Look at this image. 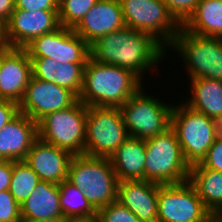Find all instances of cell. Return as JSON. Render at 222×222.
Instances as JSON below:
<instances>
[{"label":"cell","mask_w":222,"mask_h":222,"mask_svg":"<svg viewBox=\"0 0 222 222\" xmlns=\"http://www.w3.org/2000/svg\"><path fill=\"white\" fill-rule=\"evenodd\" d=\"M38 139V123L19 112L0 130V158L24 161Z\"/></svg>","instance_id":"cell-18"},{"label":"cell","mask_w":222,"mask_h":222,"mask_svg":"<svg viewBox=\"0 0 222 222\" xmlns=\"http://www.w3.org/2000/svg\"><path fill=\"white\" fill-rule=\"evenodd\" d=\"M201 164L205 168L222 172V139L216 138Z\"/></svg>","instance_id":"cell-32"},{"label":"cell","mask_w":222,"mask_h":222,"mask_svg":"<svg viewBox=\"0 0 222 222\" xmlns=\"http://www.w3.org/2000/svg\"><path fill=\"white\" fill-rule=\"evenodd\" d=\"M97 222H141L128 208L118 201L97 210Z\"/></svg>","instance_id":"cell-29"},{"label":"cell","mask_w":222,"mask_h":222,"mask_svg":"<svg viewBox=\"0 0 222 222\" xmlns=\"http://www.w3.org/2000/svg\"><path fill=\"white\" fill-rule=\"evenodd\" d=\"M212 121L216 138L222 139V115L213 117Z\"/></svg>","instance_id":"cell-37"},{"label":"cell","mask_w":222,"mask_h":222,"mask_svg":"<svg viewBox=\"0 0 222 222\" xmlns=\"http://www.w3.org/2000/svg\"><path fill=\"white\" fill-rule=\"evenodd\" d=\"M19 113V105L11 100L0 99V130Z\"/></svg>","instance_id":"cell-34"},{"label":"cell","mask_w":222,"mask_h":222,"mask_svg":"<svg viewBox=\"0 0 222 222\" xmlns=\"http://www.w3.org/2000/svg\"><path fill=\"white\" fill-rule=\"evenodd\" d=\"M0 222H22L21 206L9 190L0 192Z\"/></svg>","instance_id":"cell-30"},{"label":"cell","mask_w":222,"mask_h":222,"mask_svg":"<svg viewBox=\"0 0 222 222\" xmlns=\"http://www.w3.org/2000/svg\"><path fill=\"white\" fill-rule=\"evenodd\" d=\"M5 44L4 39V24L0 21V45Z\"/></svg>","instance_id":"cell-40"},{"label":"cell","mask_w":222,"mask_h":222,"mask_svg":"<svg viewBox=\"0 0 222 222\" xmlns=\"http://www.w3.org/2000/svg\"><path fill=\"white\" fill-rule=\"evenodd\" d=\"M166 49L150 34L125 26L97 38L90 44V58L116 65L135 74L141 81L144 72L165 58Z\"/></svg>","instance_id":"cell-1"},{"label":"cell","mask_w":222,"mask_h":222,"mask_svg":"<svg viewBox=\"0 0 222 222\" xmlns=\"http://www.w3.org/2000/svg\"><path fill=\"white\" fill-rule=\"evenodd\" d=\"M141 87L142 81L131 71L89 58L78 99L86 106L121 107Z\"/></svg>","instance_id":"cell-2"},{"label":"cell","mask_w":222,"mask_h":222,"mask_svg":"<svg viewBox=\"0 0 222 222\" xmlns=\"http://www.w3.org/2000/svg\"><path fill=\"white\" fill-rule=\"evenodd\" d=\"M24 49L29 58H50L63 64L87 63L90 58V45L73 29L63 26L34 38Z\"/></svg>","instance_id":"cell-12"},{"label":"cell","mask_w":222,"mask_h":222,"mask_svg":"<svg viewBox=\"0 0 222 222\" xmlns=\"http://www.w3.org/2000/svg\"><path fill=\"white\" fill-rule=\"evenodd\" d=\"M140 88L121 107L124 124L130 137L148 139L171 127L173 104L167 105Z\"/></svg>","instance_id":"cell-10"},{"label":"cell","mask_w":222,"mask_h":222,"mask_svg":"<svg viewBox=\"0 0 222 222\" xmlns=\"http://www.w3.org/2000/svg\"><path fill=\"white\" fill-rule=\"evenodd\" d=\"M200 222H218V220L215 217L214 213H210L205 219Z\"/></svg>","instance_id":"cell-41"},{"label":"cell","mask_w":222,"mask_h":222,"mask_svg":"<svg viewBox=\"0 0 222 222\" xmlns=\"http://www.w3.org/2000/svg\"><path fill=\"white\" fill-rule=\"evenodd\" d=\"M67 180L84 192L96 210L117 201L119 181L108 157L73 156Z\"/></svg>","instance_id":"cell-3"},{"label":"cell","mask_w":222,"mask_h":222,"mask_svg":"<svg viewBox=\"0 0 222 222\" xmlns=\"http://www.w3.org/2000/svg\"><path fill=\"white\" fill-rule=\"evenodd\" d=\"M120 4L125 25L150 34L165 49L182 27L162 0H120Z\"/></svg>","instance_id":"cell-9"},{"label":"cell","mask_w":222,"mask_h":222,"mask_svg":"<svg viewBox=\"0 0 222 222\" xmlns=\"http://www.w3.org/2000/svg\"><path fill=\"white\" fill-rule=\"evenodd\" d=\"M15 9V0H0V21L5 24Z\"/></svg>","instance_id":"cell-36"},{"label":"cell","mask_w":222,"mask_h":222,"mask_svg":"<svg viewBox=\"0 0 222 222\" xmlns=\"http://www.w3.org/2000/svg\"><path fill=\"white\" fill-rule=\"evenodd\" d=\"M128 137L120 107L87 106L84 155L109 158Z\"/></svg>","instance_id":"cell-8"},{"label":"cell","mask_w":222,"mask_h":222,"mask_svg":"<svg viewBox=\"0 0 222 222\" xmlns=\"http://www.w3.org/2000/svg\"><path fill=\"white\" fill-rule=\"evenodd\" d=\"M192 92L185 100L189 108L205 114L209 118L222 115V81L207 78L190 79Z\"/></svg>","instance_id":"cell-23"},{"label":"cell","mask_w":222,"mask_h":222,"mask_svg":"<svg viewBox=\"0 0 222 222\" xmlns=\"http://www.w3.org/2000/svg\"><path fill=\"white\" fill-rule=\"evenodd\" d=\"M58 187L64 218H96L97 210L85 198L81 189L67 179L58 184Z\"/></svg>","instance_id":"cell-26"},{"label":"cell","mask_w":222,"mask_h":222,"mask_svg":"<svg viewBox=\"0 0 222 222\" xmlns=\"http://www.w3.org/2000/svg\"><path fill=\"white\" fill-rule=\"evenodd\" d=\"M78 97L69 89L31 76L21 101L19 112L35 122L47 114L72 106Z\"/></svg>","instance_id":"cell-13"},{"label":"cell","mask_w":222,"mask_h":222,"mask_svg":"<svg viewBox=\"0 0 222 222\" xmlns=\"http://www.w3.org/2000/svg\"><path fill=\"white\" fill-rule=\"evenodd\" d=\"M145 180L166 184H180L189 180L190 167L186 163L175 131L145 139Z\"/></svg>","instance_id":"cell-4"},{"label":"cell","mask_w":222,"mask_h":222,"mask_svg":"<svg viewBox=\"0 0 222 222\" xmlns=\"http://www.w3.org/2000/svg\"><path fill=\"white\" fill-rule=\"evenodd\" d=\"M188 181L210 213L222 208V172L205 168L200 163L190 167Z\"/></svg>","instance_id":"cell-24"},{"label":"cell","mask_w":222,"mask_h":222,"mask_svg":"<svg viewBox=\"0 0 222 222\" xmlns=\"http://www.w3.org/2000/svg\"><path fill=\"white\" fill-rule=\"evenodd\" d=\"M22 222H64V218H52L46 220H22Z\"/></svg>","instance_id":"cell-39"},{"label":"cell","mask_w":222,"mask_h":222,"mask_svg":"<svg viewBox=\"0 0 222 222\" xmlns=\"http://www.w3.org/2000/svg\"><path fill=\"white\" fill-rule=\"evenodd\" d=\"M175 19L183 25L196 11L200 0H162Z\"/></svg>","instance_id":"cell-31"},{"label":"cell","mask_w":222,"mask_h":222,"mask_svg":"<svg viewBox=\"0 0 222 222\" xmlns=\"http://www.w3.org/2000/svg\"><path fill=\"white\" fill-rule=\"evenodd\" d=\"M0 62H1V45H0Z\"/></svg>","instance_id":"cell-43"},{"label":"cell","mask_w":222,"mask_h":222,"mask_svg":"<svg viewBox=\"0 0 222 222\" xmlns=\"http://www.w3.org/2000/svg\"><path fill=\"white\" fill-rule=\"evenodd\" d=\"M13 170V161H3L0 165V192L9 190Z\"/></svg>","instance_id":"cell-35"},{"label":"cell","mask_w":222,"mask_h":222,"mask_svg":"<svg viewBox=\"0 0 222 222\" xmlns=\"http://www.w3.org/2000/svg\"><path fill=\"white\" fill-rule=\"evenodd\" d=\"M159 184L143 180L119 181L117 201L141 222H157Z\"/></svg>","instance_id":"cell-19"},{"label":"cell","mask_w":222,"mask_h":222,"mask_svg":"<svg viewBox=\"0 0 222 222\" xmlns=\"http://www.w3.org/2000/svg\"><path fill=\"white\" fill-rule=\"evenodd\" d=\"M59 0H15V9L58 11Z\"/></svg>","instance_id":"cell-33"},{"label":"cell","mask_w":222,"mask_h":222,"mask_svg":"<svg viewBox=\"0 0 222 222\" xmlns=\"http://www.w3.org/2000/svg\"><path fill=\"white\" fill-rule=\"evenodd\" d=\"M182 27L197 35L222 38V0H200Z\"/></svg>","instance_id":"cell-25"},{"label":"cell","mask_w":222,"mask_h":222,"mask_svg":"<svg viewBox=\"0 0 222 222\" xmlns=\"http://www.w3.org/2000/svg\"><path fill=\"white\" fill-rule=\"evenodd\" d=\"M215 217L217 218L218 222H222V208L218 209L214 213Z\"/></svg>","instance_id":"cell-42"},{"label":"cell","mask_w":222,"mask_h":222,"mask_svg":"<svg viewBox=\"0 0 222 222\" xmlns=\"http://www.w3.org/2000/svg\"><path fill=\"white\" fill-rule=\"evenodd\" d=\"M64 222H97L96 218H64Z\"/></svg>","instance_id":"cell-38"},{"label":"cell","mask_w":222,"mask_h":222,"mask_svg":"<svg viewBox=\"0 0 222 222\" xmlns=\"http://www.w3.org/2000/svg\"><path fill=\"white\" fill-rule=\"evenodd\" d=\"M60 27L58 11L14 9L4 24V39L8 47L24 48L34 38Z\"/></svg>","instance_id":"cell-14"},{"label":"cell","mask_w":222,"mask_h":222,"mask_svg":"<svg viewBox=\"0 0 222 222\" xmlns=\"http://www.w3.org/2000/svg\"><path fill=\"white\" fill-rule=\"evenodd\" d=\"M32 76V61L24 48L1 45L0 99L19 103Z\"/></svg>","instance_id":"cell-15"},{"label":"cell","mask_w":222,"mask_h":222,"mask_svg":"<svg viewBox=\"0 0 222 222\" xmlns=\"http://www.w3.org/2000/svg\"><path fill=\"white\" fill-rule=\"evenodd\" d=\"M4 160L2 159V158H0V165H1V163L3 162Z\"/></svg>","instance_id":"cell-44"},{"label":"cell","mask_w":222,"mask_h":222,"mask_svg":"<svg viewBox=\"0 0 222 222\" xmlns=\"http://www.w3.org/2000/svg\"><path fill=\"white\" fill-rule=\"evenodd\" d=\"M39 182V176L24 161H13L9 192L20 206Z\"/></svg>","instance_id":"cell-27"},{"label":"cell","mask_w":222,"mask_h":222,"mask_svg":"<svg viewBox=\"0 0 222 222\" xmlns=\"http://www.w3.org/2000/svg\"><path fill=\"white\" fill-rule=\"evenodd\" d=\"M98 0H59L60 26L74 29Z\"/></svg>","instance_id":"cell-28"},{"label":"cell","mask_w":222,"mask_h":222,"mask_svg":"<svg viewBox=\"0 0 222 222\" xmlns=\"http://www.w3.org/2000/svg\"><path fill=\"white\" fill-rule=\"evenodd\" d=\"M87 106L79 99L70 107L47 114L38 122V138L66 150L84 155Z\"/></svg>","instance_id":"cell-6"},{"label":"cell","mask_w":222,"mask_h":222,"mask_svg":"<svg viewBox=\"0 0 222 222\" xmlns=\"http://www.w3.org/2000/svg\"><path fill=\"white\" fill-rule=\"evenodd\" d=\"M171 128L175 131L189 167L200 164L216 140L212 118L184 103L173 106Z\"/></svg>","instance_id":"cell-7"},{"label":"cell","mask_w":222,"mask_h":222,"mask_svg":"<svg viewBox=\"0 0 222 222\" xmlns=\"http://www.w3.org/2000/svg\"><path fill=\"white\" fill-rule=\"evenodd\" d=\"M32 76L65 87L77 97L82 90L83 71L87 63H59L50 58H30Z\"/></svg>","instance_id":"cell-20"},{"label":"cell","mask_w":222,"mask_h":222,"mask_svg":"<svg viewBox=\"0 0 222 222\" xmlns=\"http://www.w3.org/2000/svg\"><path fill=\"white\" fill-rule=\"evenodd\" d=\"M169 48L181 53L189 79L222 81V38L197 35L181 27Z\"/></svg>","instance_id":"cell-5"},{"label":"cell","mask_w":222,"mask_h":222,"mask_svg":"<svg viewBox=\"0 0 222 222\" xmlns=\"http://www.w3.org/2000/svg\"><path fill=\"white\" fill-rule=\"evenodd\" d=\"M209 214L189 181L159 184L157 222H200Z\"/></svg>","instance_id":"cell-11"},{"label":"cell","mask_w":222,"mask_h":222,"mask_svg":"<svg viewBox=\"0 0 222 222\" xmlns=\"http://www.w3.org/2000/svg\"><path fill=\"white\" fill-rule=\"evenodd\" d=\"M73 155L39 138L33 143L24 162L39 176L40 181L60 184L67 179Z\"/></svg>","instance_id":"cell-16"},{"label":"cell","mask_w":222,"mask_h":222,"mask_svg":"<svg viewBox=\"0 0 222 222\" xmlns=\"http://www.w3.org/2000/svg\"><path fill=\"white\" fill-rule=\"evenodd\" d=\"M125 26L120 0H98L73 30L90 45Z\"/></svg>","instance_id":"cell-17"},{"label":"cell","mask_w":222,"mask_h":222,"mask_svg":"<svg viewBox=\"0 0 222 222\" xmlns=\"http://www.w3.org/2000/svg\"><path fill=\"white\" fill-rule=\"evenodd\" d=\"M22 220L64 218L58 184L40 181L21 205Z\"/></svg>","instance_id":"cell-22"},{"label":"cell","mask_w":222,"mask_h":222,"mask_svg":"<svg viewBox=\"0 0 222 222\" xmlns=\"http://www.w3.org/2000/svg\"><path fill=\"white\" fill-rule=\"evenodd\" d=\"M118 181L145 179V139L128 137L109 157Z\"/></svg>","instance_id":"cell-21"}]
</instances>
